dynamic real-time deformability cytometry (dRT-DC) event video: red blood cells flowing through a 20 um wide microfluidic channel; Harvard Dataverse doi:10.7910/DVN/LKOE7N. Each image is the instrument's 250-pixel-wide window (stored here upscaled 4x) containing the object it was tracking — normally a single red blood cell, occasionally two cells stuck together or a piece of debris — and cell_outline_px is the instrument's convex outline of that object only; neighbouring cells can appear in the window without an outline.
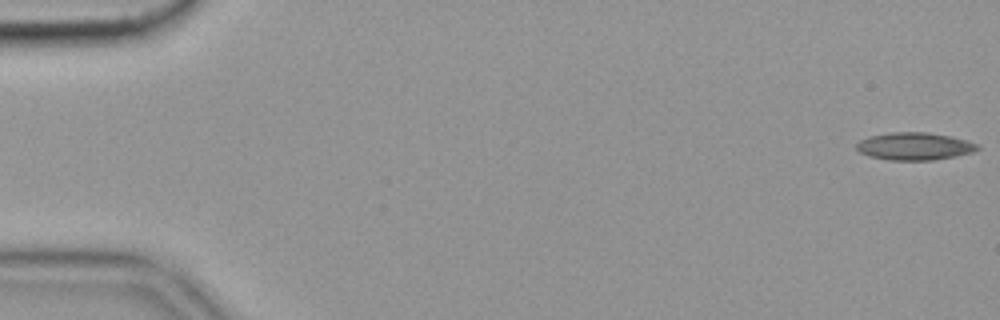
{"species": "common noctule bat (a hibernating species)", "species_latin": "Nyctalus noctula", "temperature_condition": "cold", "stored_images_in_passage": 14, "camera_frame_rate_fps": 3000, "um_per_image_px": 0.085, "animal": {"sex": "female", "body_mass_g": 19.9}, "frame": {"image": 1, "passage_image": 1, "time_ms": 0.0, "image_size_px": [1000, 320], "cell_outline_px": [[980, 148], [972, 152], [956, 156], [932, 160], [888, 160], [872, 156], [860, 152], [856, 148], [856, 144], [860, 140], [868, 136], [892, 132], [928, 132], [968, 140], [980, 144]], "centroid_in_image_um": [77.75, 12.42], "position_along_channel_um": 7.2, "area_um2": 19.42}}